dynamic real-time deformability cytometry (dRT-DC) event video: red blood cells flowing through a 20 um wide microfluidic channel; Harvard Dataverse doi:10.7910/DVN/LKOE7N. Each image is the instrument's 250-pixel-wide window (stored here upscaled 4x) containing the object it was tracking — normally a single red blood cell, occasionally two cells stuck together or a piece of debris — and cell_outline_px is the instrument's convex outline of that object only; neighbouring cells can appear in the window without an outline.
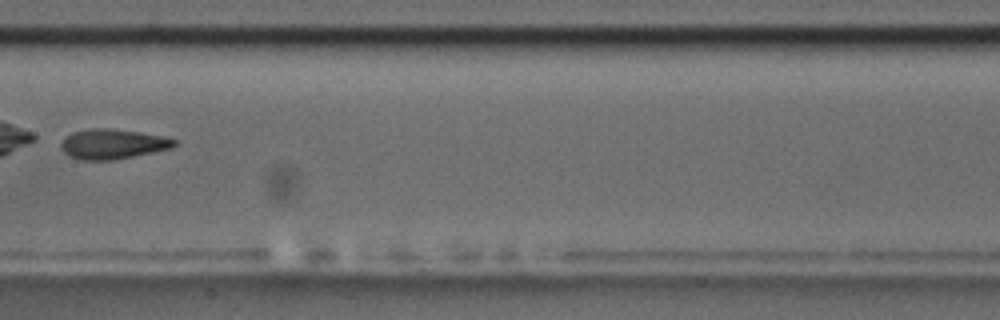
{"species": "common noctule bat (a hibernating species)", "species_latin": "Nyctalus noctula", "temperature_condition": "room temperature", "stored_images_in_passage": 9, "camera_frame_rate_fps": 3000, "um_per_image_px": 0.085, "animal": {"sex": "male", "body_mass_g": 17.5, "forearm_length_mm": 52.3}, "frame": {"image": 1, "passage_image": 8, "time_ms": 9.0, "image_size_px": [1000, 320], "cell_outline_px": [[176, 144], [172, 148], [112, 160], [84, 160], [68, 156], [60, 148], [60, 144], [72, 132], [92, 128], [112, 128], [140, 132], [164, 136], [176, 140]], "centroid_in_image_um": [9.57, 12.23], "position_along_channel_um": 197.8, "area_um2": 19.65}}
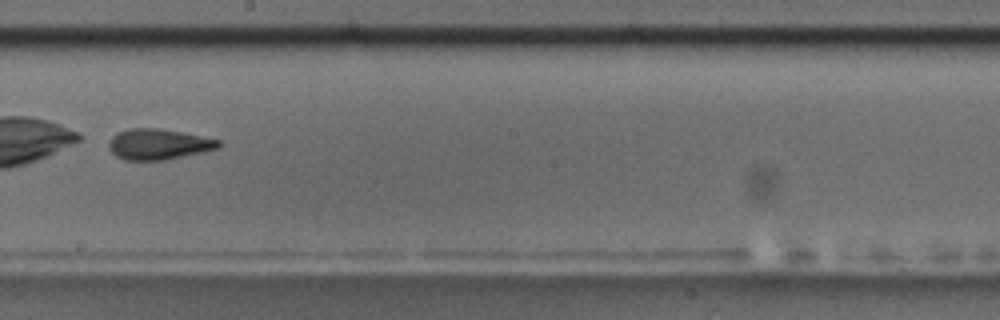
{"frame": {"image": 2, "passage_image": 9, "time_ms": 10.0, "image_size_px": [1000, 320], "cell_outline_px": [[220, 148], [204, 152], [164, 160], [124, 160], [116, 156], [108, 148], [108, 140], [112, 136], [128, 128], [156, 128], [180, 132], [220, 140]], "centroid_in_image_um": [13.45, 12.27], "position_along_channel_um": 234.8, "area_um2": 19.59}}